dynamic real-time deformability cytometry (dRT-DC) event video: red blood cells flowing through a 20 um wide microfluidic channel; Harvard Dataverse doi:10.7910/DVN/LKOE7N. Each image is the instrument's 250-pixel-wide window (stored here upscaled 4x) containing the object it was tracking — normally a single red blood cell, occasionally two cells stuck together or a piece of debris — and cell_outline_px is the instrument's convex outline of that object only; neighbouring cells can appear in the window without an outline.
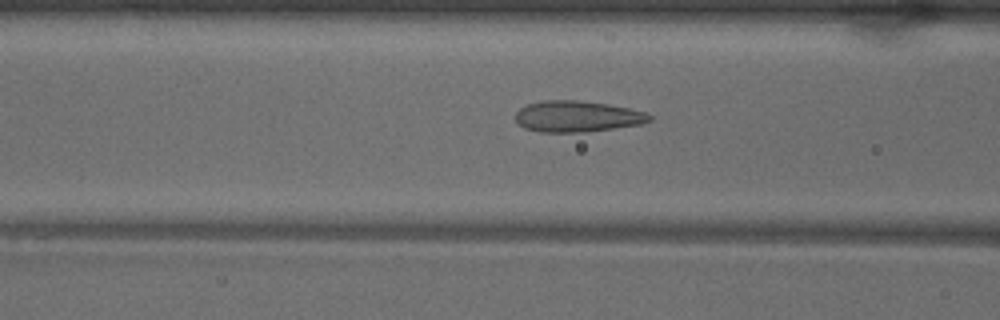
{"species": "common noctule bat (a hibernating species)", "species_latin": "Nyctalus noctula", "temperature_condition": "warm", "stored_images_in_passage": 49, "camera_frame_rate_fps": 3000, "um_per_image_px": 0.085, "animal": {"sex": "male", "body_mass_g": 18.8}, "frame": {"image": 1, "passage_image": 18, "time_ms": 5.667, "image_size_px": [1000, 320], "cell_outline_px": [[652, 120], [640, 124], [584, 132], [540, 132], [524, 128], [516, 120], [516, 112], [520, 108], [528, 104], [544, 100], [576, 100], [608, 104], [648, 112], [652, 116]], "centroid_in_image_um": [49.07, 9.89], "position_along_channel_um": 117.5, "area_um2": 24.22}}
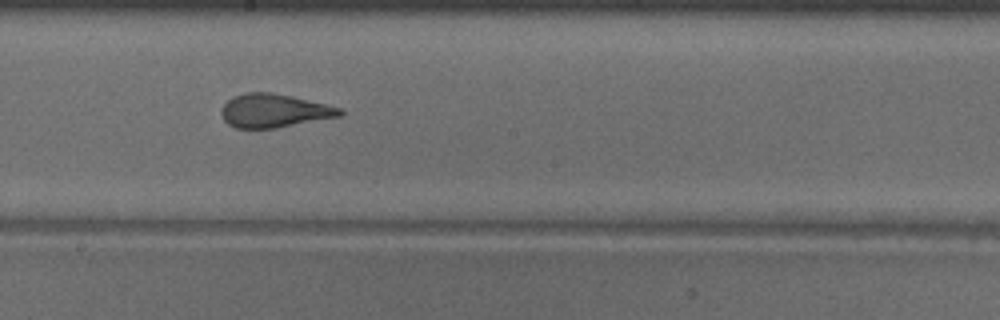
{"frame": {"image": 2, "passage_image": 26, "time_ms": 8.333, "image_size_px": [1000, 320], "cell_outline_px": [[344, 112], [340, 116], [276, 128], [236, 128], [228, 124], [224, 120], [220, 112], [224, 104], [232, 96], [244, 92], [272, 92], [292, 96], [340, 108]], "centroid_in_image_um": [23.25, 9.4], "position_along_channel_um": 224.9, "area_um2": 23.06}}
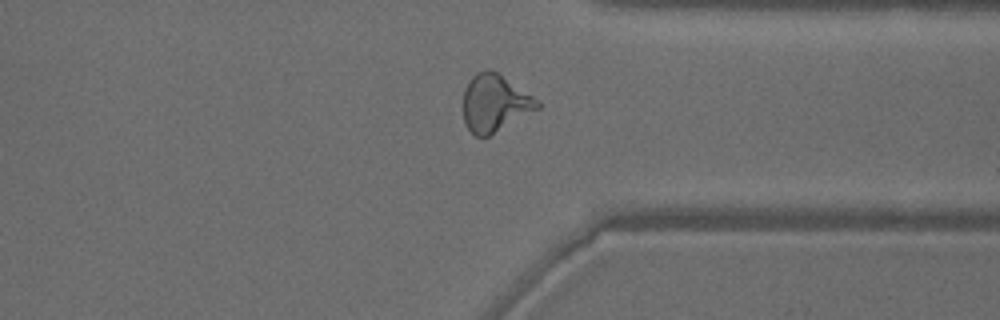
{"frame": {"image": 3, "passage_image": 37, "time_ms": 12.0, "image_size_px": [1000, 320], "cell_outline_px": [[540, 108], [488, 136], [476, 136], [468, 128], [464, 120], [464, 88], [468, 80], [476, 72], [488, 68], [496, 72], [540, 100]], "centroid_in_image_um": [42.06, 8.74], "position_along_channel_um": 369.3, "area_um2": 24.57}, "authors_computed_cell_mechanics": {"area_um2": 24.854, "velocity_mm_per_s": 4.0154, "shape_relaxation_time_tau1_ms": 6.0802, "shape_relaxation_time_tau2_ms": 0.9561, "deformation_change_tau1": 0.209, "deformation_change_tau2": 0.0949}}